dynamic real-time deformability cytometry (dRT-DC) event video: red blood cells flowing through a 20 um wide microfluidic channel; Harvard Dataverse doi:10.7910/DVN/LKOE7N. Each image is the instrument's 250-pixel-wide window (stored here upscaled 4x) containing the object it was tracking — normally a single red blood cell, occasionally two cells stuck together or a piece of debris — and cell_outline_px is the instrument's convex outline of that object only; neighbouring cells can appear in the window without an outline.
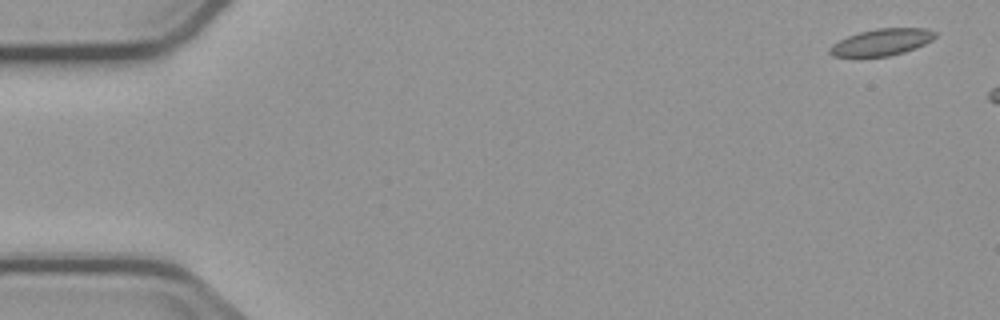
{"species": "common noctule bat (a hibernating species)", "species_latin": "Nyctalus noctula", "temperature_condition": "cold", "stored_images_in_passage": 4, "camera_frame_rate_fps": 3000, "um_per_image_px": 0.085, "animal": {"sex": "male", "body_mass_g": 23.1, "forearm_length_mm": 52.7}, "frame": {"image": 1, "passage_image": 4, "time_ms": 4.333, "image_size_px": [1000, 320], "cell_outline_px": [[936, 36], [932, 40], [916, 48], [904, 52], [888, 56], [832, 56], [828, 52], [828, 48], [832, 44], [848, 36], [860, 32], [876, 28], [928, 28], [936, 32]], "centroid_in_image_um": [74.95, 3.57], "position_along_channel_um": 10.0, "area_um2": 16.36}}